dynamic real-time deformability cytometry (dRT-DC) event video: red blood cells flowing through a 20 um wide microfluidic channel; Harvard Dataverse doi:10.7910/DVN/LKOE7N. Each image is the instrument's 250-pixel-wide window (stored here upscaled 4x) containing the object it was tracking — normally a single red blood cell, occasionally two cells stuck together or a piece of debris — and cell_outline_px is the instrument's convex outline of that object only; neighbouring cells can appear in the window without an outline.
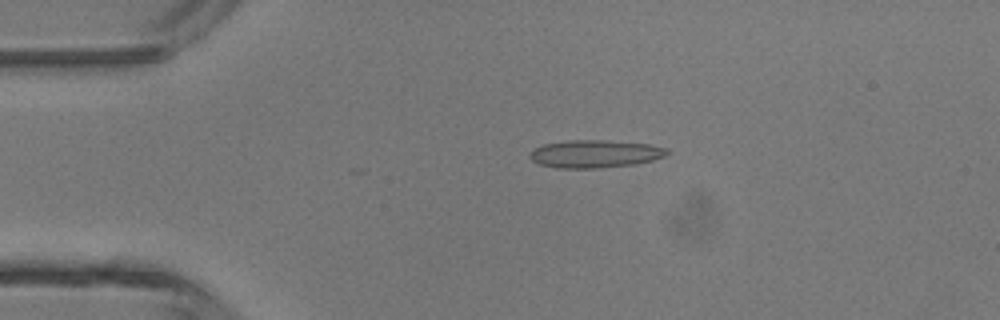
{"species": "common noctule bat (a hibernating species)", "species_latin": "Nyctalus noctula", "temperature_condition": "room temperature", "stored_images_in_passage": 3, "camera_frame_rate_fps": 3000, "um_per_image_px": 0.085, "animal": {"sex": "male", "body_mass_g": 13.3}, "frame": {"image": 1, "passage_image": 2, "time_ms": 0.333, "image_size_px": [1000, 320], "cell_outline_px": [[668, 152], [664, 156], [652, 160], [636, 164], [600, 168], [556, 168], [540, 164], [532, 160], [532, 152], [536, 148], [544, 144], [568, 140], [604, 140], [648, 144], [668, 148]], "centroid_in_image_um": [50.61, 13.08], "position_along_channel_um": 34.4, "area_um2": 21.96}}